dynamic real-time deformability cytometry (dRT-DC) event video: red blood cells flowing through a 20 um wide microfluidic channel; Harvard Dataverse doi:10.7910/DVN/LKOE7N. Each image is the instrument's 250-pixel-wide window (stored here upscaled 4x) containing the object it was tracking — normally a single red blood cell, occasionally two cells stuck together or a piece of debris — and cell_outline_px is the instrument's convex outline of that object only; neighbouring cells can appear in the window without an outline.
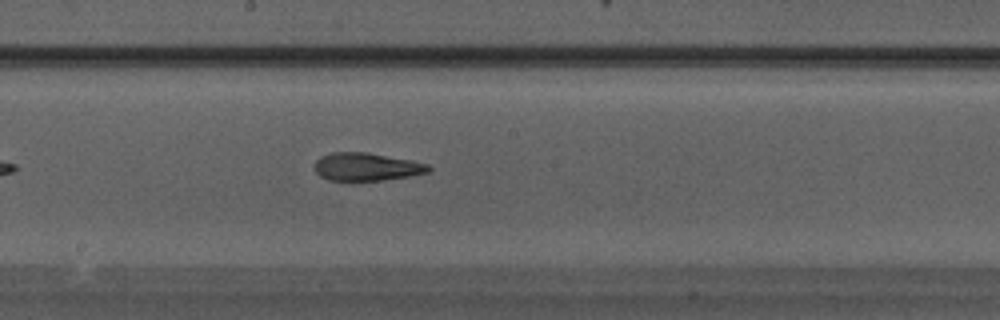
{"species": "Egyptian fruit bat (a non-hibernating species)", "species_latin": "Rousettus aegyptiacus", "temperature_condition": "warm", "stored_images_in_passage": 27, "camera_frame_rate_fps": 3000, "um_per_image_px": 0.085, "animal": {"sex": "male"}, "frame": {"image": 1, "passage_image": 12, "time_ms": 3.667, "image_size_px": [1000, 320], "cell_outline_px": [[432, 168], [428, 172], [408, 176], [384, 180], [352, 184], [328, 180], [320, 176], [316, 172], [316, 160], [320, 156], [332, 152], [364, 152], [412, 160], [428, 164]], "centroid_in_image_um": [31.11, 14.22], "position_along_channel_um": 217.1, "area_um2": 19.19}}
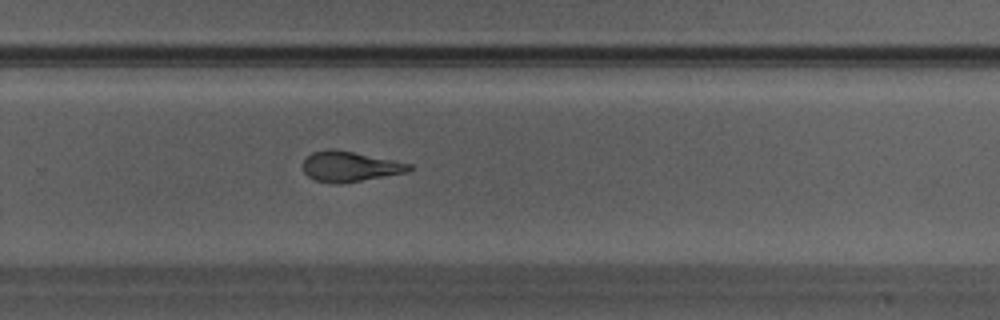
{"frame": {"image": 2, "passage_image": 16, "time_ms": 5.0, "image_size_px": [1000, 320], "cell_outline_px": [[412, 168], [408, 172], [340, 184], [336, 184], [316, 180], [308, 176], [304, 172], [304, 160], [312, 152], [328, 148], [332, 148], [412, 164]], "centroid_in_image_um": [29.72, 14.15], "position_along_channel_um": 300.1, "area_um2": 18.5}}